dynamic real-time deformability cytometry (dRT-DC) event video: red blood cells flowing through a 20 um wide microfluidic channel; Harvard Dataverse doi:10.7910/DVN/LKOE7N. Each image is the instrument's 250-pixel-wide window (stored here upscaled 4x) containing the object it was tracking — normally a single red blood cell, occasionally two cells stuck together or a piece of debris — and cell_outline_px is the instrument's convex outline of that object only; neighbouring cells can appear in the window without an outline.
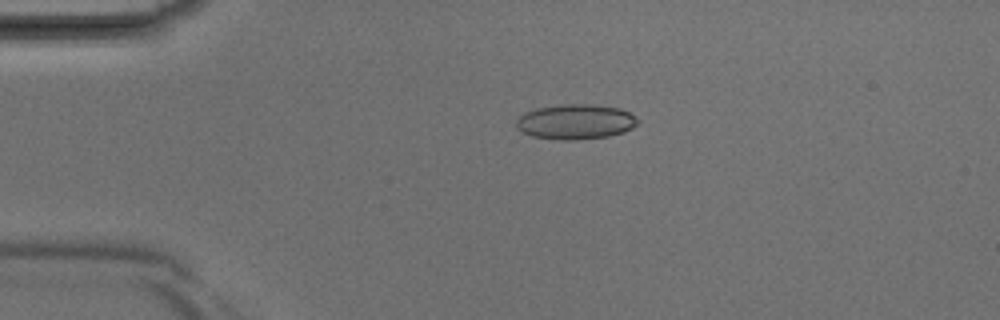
{"species": "Egyptian fruit bat (a non-hibernating species)", "species_latin": "Rousettus aegyptiacus", "temperature_condition": "room temperature", "stored_images_in_passage": 37, "camera_frame_rate_fps": 3000, "um_per_image_px": 0.085, "animal": {"sex": "male"}, "frame": {"image": 1, "passage_image": 5, "time_ms": 1.333, "image_size_px": [1000, 320], "cell_outline_px": [[640, 120], [632, 128], [624, 132], [608, 136], [576, 140], [556, 140], [532, 136], [520, 132], [516, 128], [516, 120], [524, 112], [536, 108], [564, 104], [592, 104], [620, 108], [636, 116]], "centroid_in_image_um": [48.9, 10.35], "position_along_channel_um": 36.1, "area_um2": 25.09}}
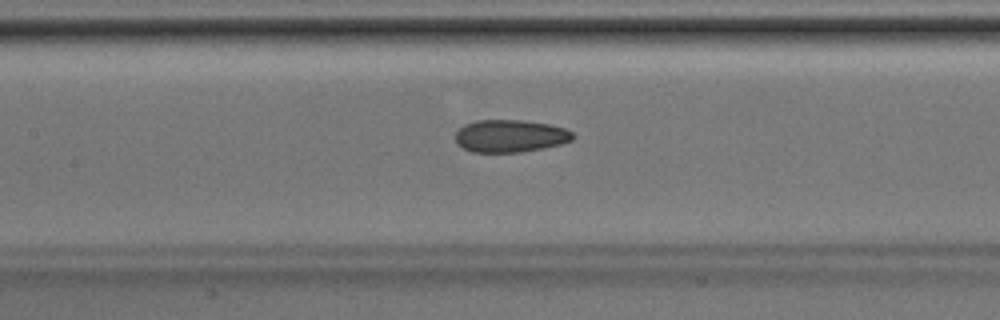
{"frame": {"image": 2, "passage_image": 15, "time_ms": 4.667, "image_size_px": [1000, 320], "cell_outline_px": [[576, 136], [572, 140], [560, 144], [544, 148], [520, 152], [472, 152], [456, 144], [456, 132], [464, 124], [476, 120], [520, 120], [548, 124], [564, 128], [572, 132]], "centroid_in_image_um": [43.36, 11.56], "position_along_channel_um": 164.0, "area_um2": 22.25}}
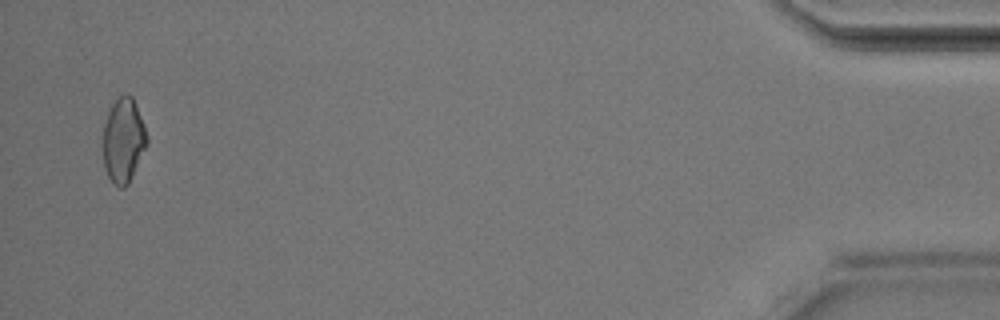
{"frame": {"image": 3, "passage_image": 36, "time_ms": 11.667, "image_size_px": [1000, 320], "cell_outline_px": [[148, 144], [128, 184], [124, 188], [120, 188], [108, 176], [104, 168], [104, 124], [108, 112], [112, 104], [120, 96], [128, 92], [132, 96], [136, 104], [144, 124], [148, 136]], "centroid_in_image_um": [10.51, 11.91], "position_along_channel_um": 424.7, "area_um2": 21.56}}